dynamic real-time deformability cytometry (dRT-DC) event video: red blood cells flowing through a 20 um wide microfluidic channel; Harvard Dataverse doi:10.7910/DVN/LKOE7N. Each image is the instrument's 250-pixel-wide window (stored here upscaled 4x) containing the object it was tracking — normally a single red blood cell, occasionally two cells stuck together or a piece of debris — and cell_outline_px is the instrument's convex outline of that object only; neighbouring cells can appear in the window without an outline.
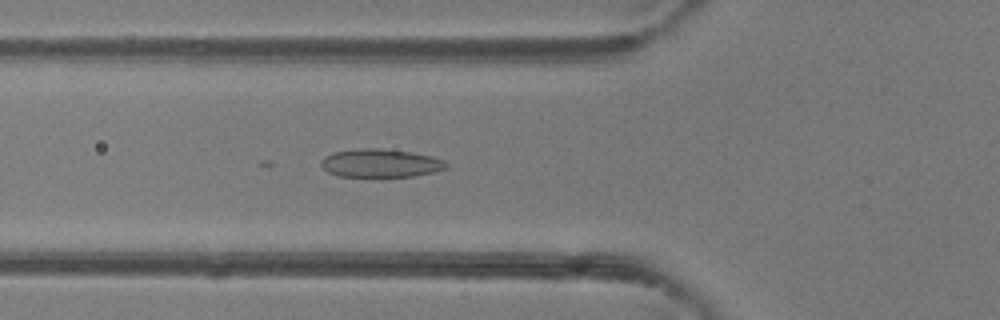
{"species": "common noctule bat (a hibernating species)", "species_latin": "Nyctalus noctula", "temperature_condition": "room temperature", "stored_images_in_passage": 34, "camera_frame_rate_fps": 3000, "um_per_image_px": 0.085, "animal": {"sex": "female"}, "frame": {"image": 1, "passage_image": 4, "time_ms": 1.0, "image_size_px": [1000, 320], "cell_outline_px": [[448, 168], [416, 176], [340, 176], [328, 172], [320, 164], [320, 160], [324, 156], [332, 152], [360, 148], [380, 148], [412, 152], [432, 156], [444, 160], [448, 164]], "centroid_in_image_um": [32.35, 13.85], "position_along_channel_um": 93.5, "area_um2": 20.69}}
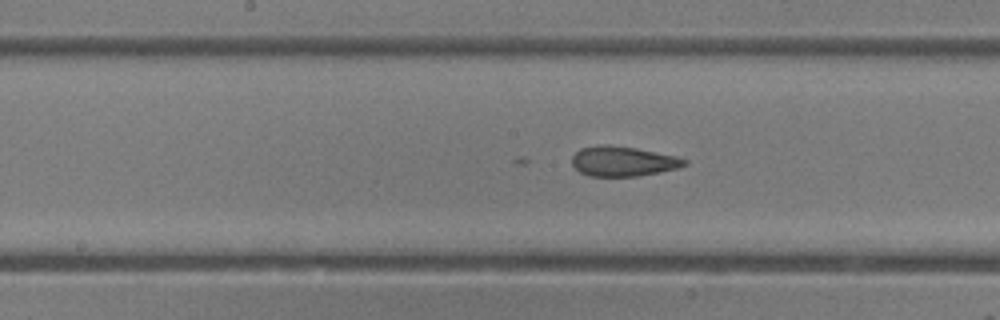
{"frame": {"image": 2, "passage_image": 11, "time_ms": 3.333, "image_size_px": [1000, 320], "cell_outline_px": [[688, 164], [680, 168], [660, 172], [636, 176], [588, 176], [580, 172], [572, 164], [572, 156], [580, 148], [600, 144], [636, 148], [676, 156], [688, 160]], "centroid_in_image_um": [52.97, 13.71], "position_along_channel_um": 195.2, "area_um2": 19.65}}
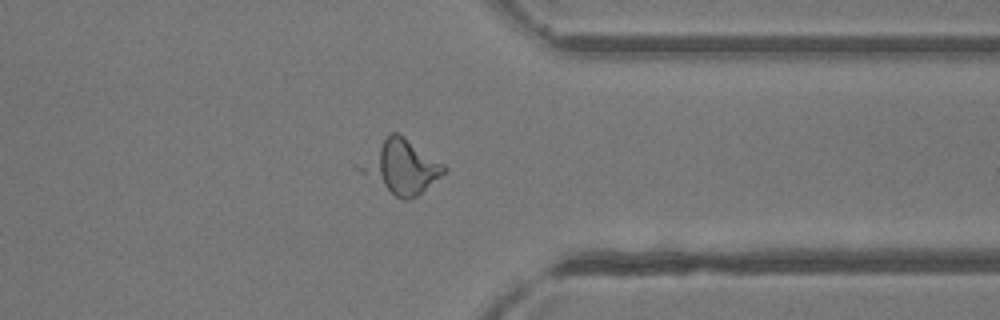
{"frame": {"image": 3, "passage_image": 24, "time_ms": 7.667, "image_size_px": [1000, 320], "cell_outline_px": [[448, 168], [440, 176], [416, 196], [408, 200], [404, 200], [396, 196], [360, 172], [356, 168], [356, 164], [392, 132], [396, 132], [404, 136], [444, 164]], "centroid_in_image_um": [34.08, 14.17], "position_along_channel_um": 377.3, "area_um2": 25.43}}